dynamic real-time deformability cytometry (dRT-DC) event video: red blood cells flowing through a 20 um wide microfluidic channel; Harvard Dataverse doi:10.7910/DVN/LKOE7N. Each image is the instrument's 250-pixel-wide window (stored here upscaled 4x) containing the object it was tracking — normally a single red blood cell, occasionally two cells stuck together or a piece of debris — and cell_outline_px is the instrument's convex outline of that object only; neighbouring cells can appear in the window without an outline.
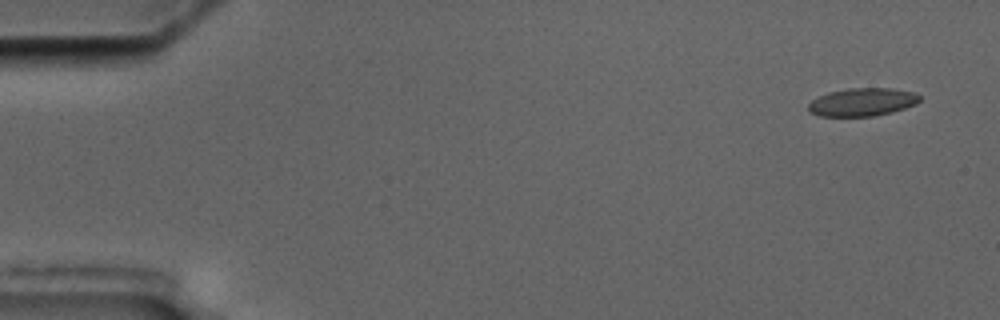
{"species": "common noctule bat (a hibernating species)", "species_latin": "Nyctalus noctula", "temperature_condition": "cold", "stored_images_in_passage": 5, "camera_frame_rate_fps": 3000, "um_per_image_px": 0.085, "animal": {"sex": "male", "body_mass_g": 17.5, "forearm_length_mm": 52.3}, "frame": {"image": 1, "passage_image": 1, "time_ms": 0.0, "image_size_px": [1000, 320], "cell_outline_px": [[920, 100], [916, 104], [892, 112], [872, 116], [820, 116], [808, 112], [808, 104], [812, 100], [828, 92], [848, 88], [892, 88], [916, 92], [920, 96]], "centroid_in_image_um": [73.3, 8.67], "position_along_channel_um": 11.7, "area_um2": 18.26}}
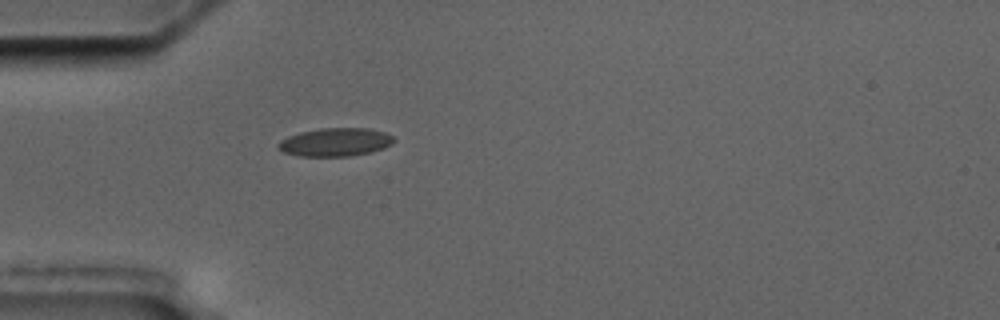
{"frame": {"image": 2, "passage_image": 5, "time_ms": 4.667, "image_size_px": [1000, 320], "cell_outline_px": [[396, 140], [392, 144], [384, 148], [368, 152], [348, 156], [300, 156], [284, 152], [276, 148], [276, 144], [280, 140], [288, 136], [300, 132], [320, 128], [372, 128], [384, 132], [392, 136]], "centroid_in_image_um": [28.48, 12.07], "position_along_channel_um": 56.5, "area_um2": 19.13}}